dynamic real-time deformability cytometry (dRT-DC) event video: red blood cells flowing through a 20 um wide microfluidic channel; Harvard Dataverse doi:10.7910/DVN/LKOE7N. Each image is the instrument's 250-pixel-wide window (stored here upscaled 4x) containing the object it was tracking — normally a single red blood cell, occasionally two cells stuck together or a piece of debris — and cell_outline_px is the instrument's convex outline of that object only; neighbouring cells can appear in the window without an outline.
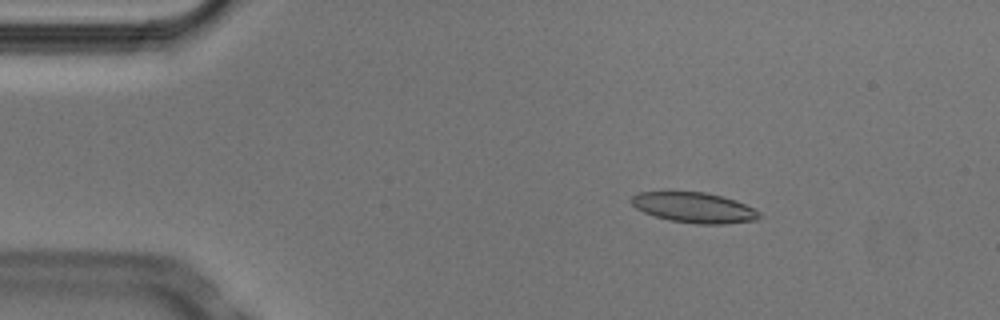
{"species": "Egyptian fruit bat (a non-hibernating species)", "species_latin": "Rousettus aegyptiacus", "temperature_condition": "cold", "stored_images_in_passage": 4, "camera_frame_rate_fps": 3000, "um_per_image_px": 0.085, "animal": {"sex": "male"}, "frame": {"image": 1, "passage_image": 2, "time_ms": 0.333, "image_size_px": [1000, 320], "cell_outline_px": [[760, 216], [756, 220], [724, 224], [696, 224], [672, 220], [656, 216], [644, 212], [636, 208], [632, 204], [632, 196], [640, 192], [664, 188], [668, 188], [704, 192], [736, 200], [760, 212]], "centroid_in_image_um": [58.93, 17.59], "position_along_channel_um": 26.1, "area_um2": 23.24}}